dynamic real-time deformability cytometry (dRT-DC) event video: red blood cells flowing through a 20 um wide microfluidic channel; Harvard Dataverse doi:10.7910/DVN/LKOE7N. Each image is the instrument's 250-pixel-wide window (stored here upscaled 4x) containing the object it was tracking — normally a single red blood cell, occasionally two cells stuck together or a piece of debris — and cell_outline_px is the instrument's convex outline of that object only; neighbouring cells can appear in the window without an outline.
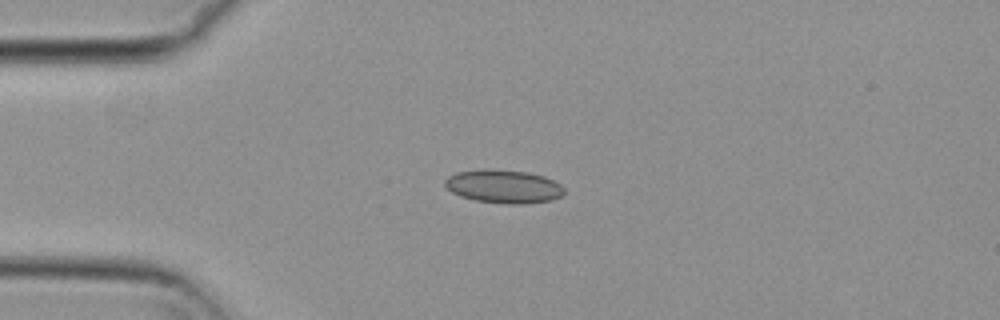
{"species": "common noctule bat (a hibernating species)", "species_latin": "Nyctalus noctula", "temperature_condition": "cold", "stored_images_in_passage": 50, "camera_frame_rate_fps": 3000, "um_per_image_px": 0.085, "animal": {"sex": "female", "body_mass_g": 29.2, "forearm_length_mm": 56.3}, "frame": {"image": 1, "passage_image": 13, "time_ms": 4.0, "image_size_px": [1000, 320], "cell_outline_px": [[564, 192], [560, 196], [552, 200], [524, 204], [508, 204], [476, 200], [460, 196], [452, 192], [444, 184], [444, 180], [448, 176], [456, 172], [480, 168], [488, 168], [528, 172], [544, 176], [560, 184], [564, 188]], "centroid_in_image_um": [42.78, 15.83], "position_along_channel_um": 42.2, "area_um2": 23.35}}
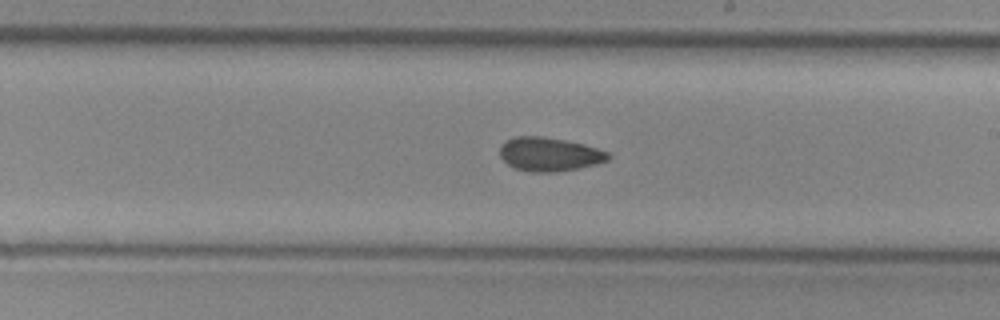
{"frame": {"image": 2, "passage_image": 31, "time_ms": 10.0, "image_size_px": [1000, 320], "cell_outline_px": [[612, 156], [608, 160], [596, 164], [580, 168], [556, 172], [532, 172], [516, 168], [508, 164], [500, 156], [500, 148], [504, 140], [516, 136], [544, 136], [584, 144], [608, 152]], "centroid_in_image_um": [46.7, 13.11], "position_along_channel_um": 242.3, "area_um2": 21.39}}
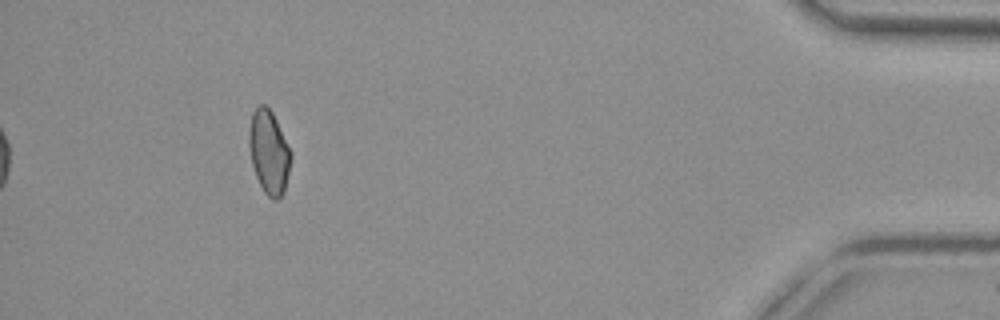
{"frame": {"image": 3, "passage_image": 50, "time_ms": 16.333, "image_size_px": [1000, 320], "cell_outline_px": [[292, 156], [284, 192], [276, 200], [272, 200], [264, 192], [256, 176], [252, 164], [248, 144], [248, 136], [252, 112], [260, 104], [264, 104], [272, 112], [292, 152]], "centroid_in_image_um": [22.86, 12.93], "position_along_channel_um": 412.3, "area_um2": 20.35}, "authors_computed_cell_mechanics": {"area_um2": 21.386, "velocity_mm_per_s": 3.72, "shape_relaxation_time_tau1_ms": null, "shape_relaxation_time_tau2_ms": 3.7931, "deformation_change_tau1": null, "deformation_change_tau2": 0.0774}}